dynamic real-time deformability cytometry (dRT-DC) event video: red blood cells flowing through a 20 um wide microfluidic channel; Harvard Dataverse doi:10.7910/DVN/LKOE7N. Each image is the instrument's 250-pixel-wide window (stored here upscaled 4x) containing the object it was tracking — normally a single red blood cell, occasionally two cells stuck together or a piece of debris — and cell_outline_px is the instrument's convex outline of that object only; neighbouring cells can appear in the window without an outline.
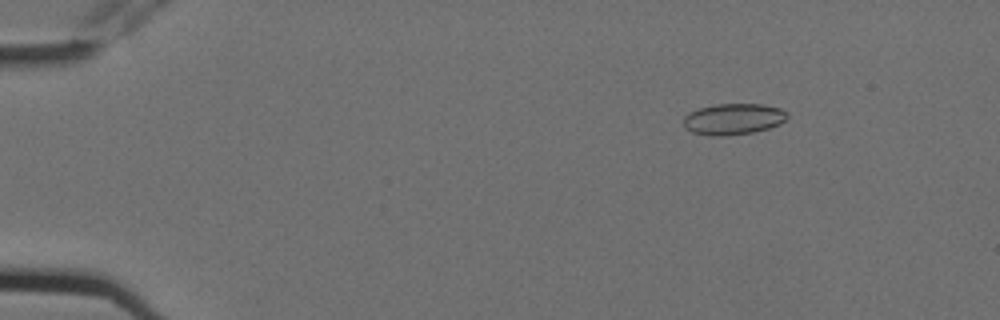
{"species": "Egyptian fruit bat (a non-hibernating species)", "species_latin": "Rousettus aegyptiacus", "temperature_condition": "cold", "stored_images_in_passage": 6, "camera_frame_rate_fps": 3000, "um_per_image_px": 0.085, "animal": {"sex": "female"}, "frame": {"image": 1, "passage_image": 3, "time_ms": 0.667, "image_size_px": [1000, 320], "cell_outline_px": [[788, 116], [780, 124], [768, 128], [752, 132], [724, 136], [712, 136], [692, 132], [684, 128], [684, 116], [688, 112], [700, 108], [716, 104], [764, 104], [780, 108], [788, 112]], "centroid_in_image_um": [62.32, 10.11], "position_along_channel_um": 22.7, "area_um2": 18.9}}
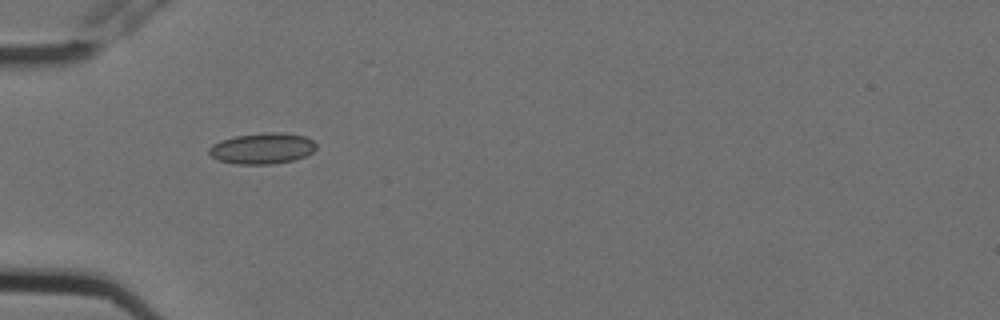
{"frame": {"image": 2, "passage_image": 6, "time_ms": 1.667, "image_size_px": [1000, 320], "cell_outline_px": [[316, 148], [312, 152], [304, 156], [292, 160], [272, 164], [236, 164], [220, 160], [212, 156], [208, 152], [208, 148], [212, 144], [220, 140], [236, 136], [268, 132], [280, 132], [304, 136], [312, 140], [316, 144]], "centroid_in_image_um": [22.28, 12.61], "position_along_channel_um": 62.7, "area_um2": 19.19}}